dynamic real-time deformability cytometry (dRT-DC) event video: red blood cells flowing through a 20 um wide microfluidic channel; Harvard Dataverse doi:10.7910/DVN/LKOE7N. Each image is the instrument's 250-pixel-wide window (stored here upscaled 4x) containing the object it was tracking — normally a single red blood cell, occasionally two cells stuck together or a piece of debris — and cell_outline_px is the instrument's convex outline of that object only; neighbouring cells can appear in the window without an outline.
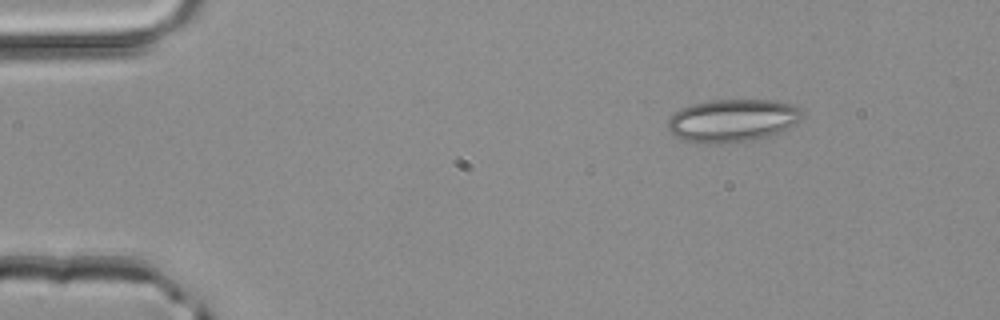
{"species": "common noctule bat (a hibernating species)", "species_latin": "Nyctalus noctula", "temperature_condition": "room temperature", "stored_images_in_passage": 3, "camera_frame_rate_fps": 3000, "um_per_image_px": 0.085, "animal": {"sex": "male", "body_mass_g": 20.4}, "frame": {"image": 1, "passage_image": 1, "time_ms": 0.0, "image_size_px": [1000, 320], "cell_outline_px": [[804, 116], [800, 120], [768, 136], [752, 140], [720, 144], [704, 144], [684, 140], [668, 132], [668, 120], [680, 108], [692, 104], [712, 100], [776, 100], [792, 104], [800, 108], [804, 112]], "centroid_in_image_um": [62.24, 10.24], "position_along_channel_um": 22.8, "area_um2": 33.52}}